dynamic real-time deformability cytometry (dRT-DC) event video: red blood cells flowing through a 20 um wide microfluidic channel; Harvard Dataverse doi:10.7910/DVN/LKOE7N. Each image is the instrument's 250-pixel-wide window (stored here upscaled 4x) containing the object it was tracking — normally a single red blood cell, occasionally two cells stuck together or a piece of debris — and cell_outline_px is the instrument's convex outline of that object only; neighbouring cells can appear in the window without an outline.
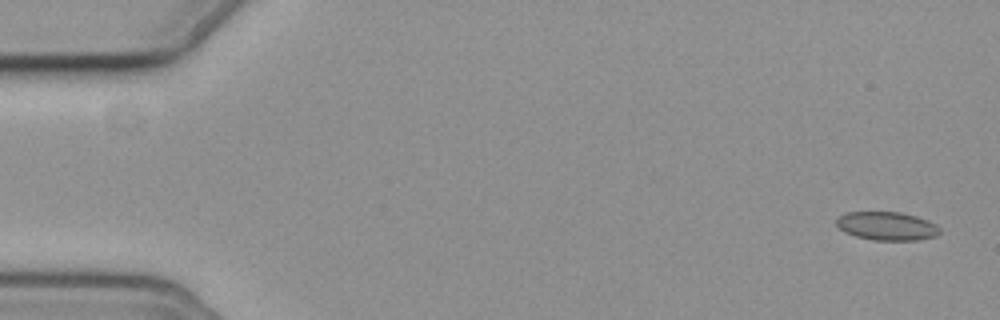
{"species": "common noctule bat (a hibernating species)", "species_latin": "Nyctalus noctula", "temperature_condition": "cold", "stored_images_in_passage": 6, "camera_frame_rate_fps": 3000, "um_per_image_px": 0.085, "animal": {"sex": "female", "body_mass_g": 19.3, "forearm_length_mm": 54.1}, "frame": {"image": 1, "passage_image": 1, "time_ms": 0.0, "image_size_px": [1000, 320], "cell_outline_px": [[940, 232], [936, 236], [916, 240], [872, 240], [856, 236], [844, 232], [836, 224], [836, 220], [840, 216], [848, 212], [900, 212], [916, 216], [928, 220], [936, 224], [940, 228]], "centroid_in_image_um": [75.4, 19.21], "position_along_channel_um": 9.6, "area_um2": 17.11}}
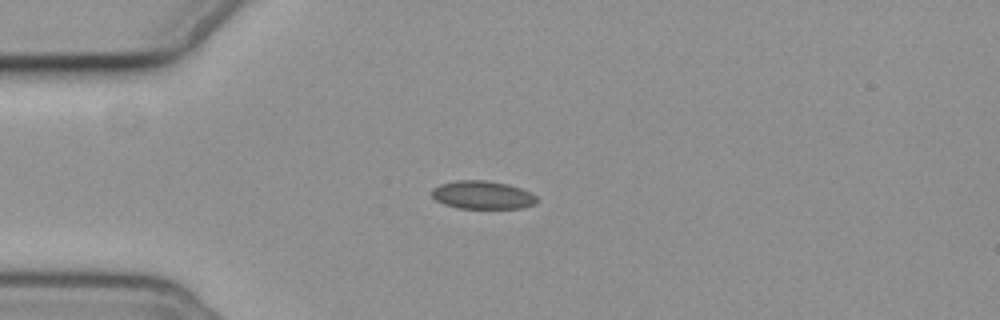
{"frame": {"image": 2, "passage_image": 5, "time_ms": 4.333, "image_size_px": [1000, 320], "cell_outline_px": [[536, 204], [524, 208], [460, 208], [444, 204], [436, 200], [432, 196], [432, 188], [440, 184], [456, 180], [488, 180], [508, 184], [532, 192], [536, 196]], "centroid_in_image_um": [41.03, 16.56], "position_along_channel_um": 44.0, "area_um2": 17.34}}